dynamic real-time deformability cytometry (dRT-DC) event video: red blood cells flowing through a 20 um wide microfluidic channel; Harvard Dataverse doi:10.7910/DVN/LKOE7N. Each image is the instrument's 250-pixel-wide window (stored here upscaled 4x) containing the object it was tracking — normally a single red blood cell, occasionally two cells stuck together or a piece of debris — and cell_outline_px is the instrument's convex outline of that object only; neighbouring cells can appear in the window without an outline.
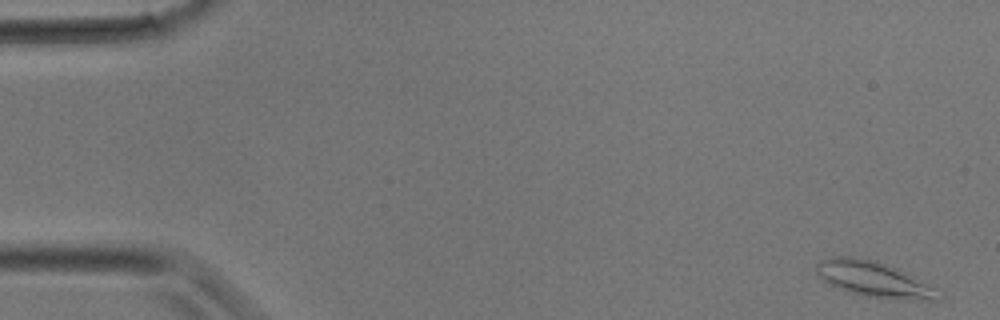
{"species": "common noctule bat (a hibernating species)", "species_latin": "Nyctalus noctula", "temperature_condition": "room temperature", "stored_images_in_passage": 7, "camera_frame_rate_fps": 3000, "um_per_image_px": 0.085, "animal": {"sex": "male", "body_mass_g": 17.9}, "frame": {"image": 1, "passage_image": 1, "time_ms": 0.0, "image_size_px": [1000, 320], "cell_outline_px": [[936, 300], [928, 300], [868, 296], [852, 292], [840, 288], [824, 280], [812, 268], [820, 260], [832, 256], [852, 256], [876, 260], [896, 268], [936, 288]], "centroid_in_image_um": [74.17, 23.68], "position_along_channel_um": 10.8, "area_um2": 24.39}}